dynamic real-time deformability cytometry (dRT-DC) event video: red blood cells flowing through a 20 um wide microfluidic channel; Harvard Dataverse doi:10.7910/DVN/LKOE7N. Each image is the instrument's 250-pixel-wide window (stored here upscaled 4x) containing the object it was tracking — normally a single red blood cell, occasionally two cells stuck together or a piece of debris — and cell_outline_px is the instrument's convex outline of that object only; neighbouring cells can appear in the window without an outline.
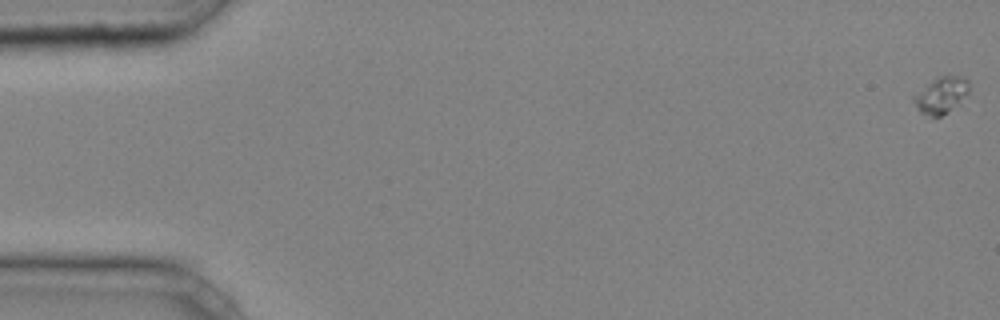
{"species": "common noctule bat (a hibernating species)", "species_latin": "Nyctalus noctula", "temperature_condition": "cold", "stored_images_in_passage": 45, "camera_frame_rate_fps": 3000, "um_per_image_px": 0.085, "animal": {"sex": "male", "body_mass_g": 20.4}, "frame": {"image": 1, "passage_image": 1, "time_ms": 0.0, "image_size_px": [1000, 320], "cell_outline_px": [[968, 92], [960, 104], [948, 112], [940, 116], [928, 116], [920, 112], [912, 100], [912, 96], [932, 80], [940, 76], [964, 76], [968, 80]], "centroid_in_image_um": [80.0, 8.1], "position_along_channel_um": 5.0, "area_um2": 11.73}}
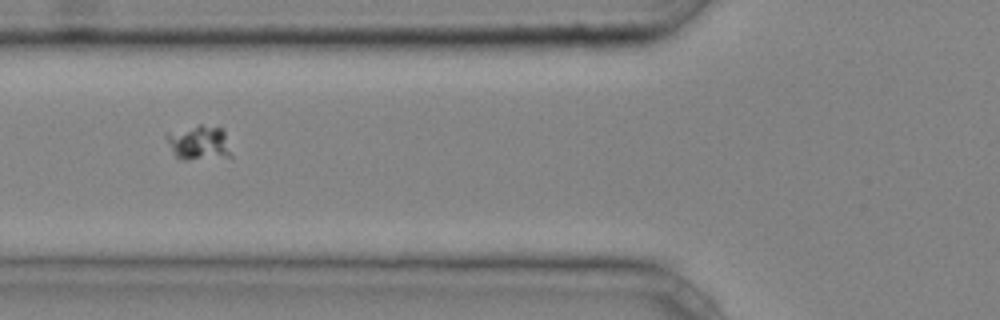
{"frame": {"image": 2, "passage_image": 19, "time_ms": 6.0, "image_size_px": [1000, 320], "cell_outline_px": [[232, 156], [188, 160], [180, 160], [176, 156], [164, 136], [168, 132], [200, 124], [224, 128]], "centroid_in_image_um": [16.92, 12.12], "position_along_channel_um": 108.9, "area_um2": 13.18}}
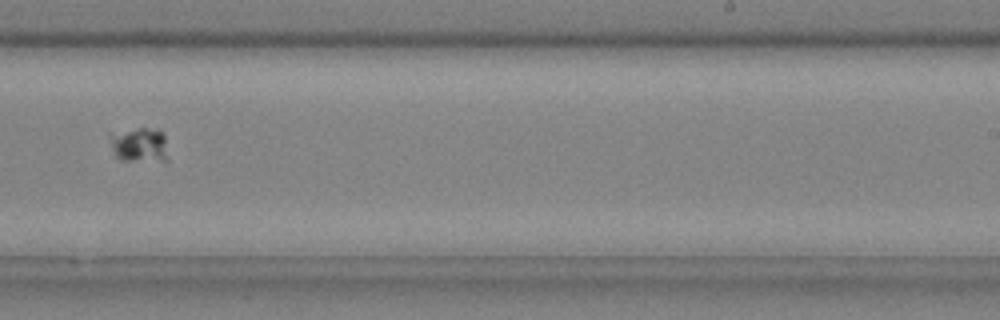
{"frame": {"image": 3, "passage_image": 31, "time_ms": 10.0, "image_size_px": [1000, 320], "cell_outline_px": [[168, 160], [120, 160], [116, 156], [112, 148], [108, 136], [108, 132], [140, 128], [144, 128], [164, 132]], "centroid_in_image_um": [11.8, 12.29], "position_along_channel_um": 277.2, "area_um2": 11.79}}